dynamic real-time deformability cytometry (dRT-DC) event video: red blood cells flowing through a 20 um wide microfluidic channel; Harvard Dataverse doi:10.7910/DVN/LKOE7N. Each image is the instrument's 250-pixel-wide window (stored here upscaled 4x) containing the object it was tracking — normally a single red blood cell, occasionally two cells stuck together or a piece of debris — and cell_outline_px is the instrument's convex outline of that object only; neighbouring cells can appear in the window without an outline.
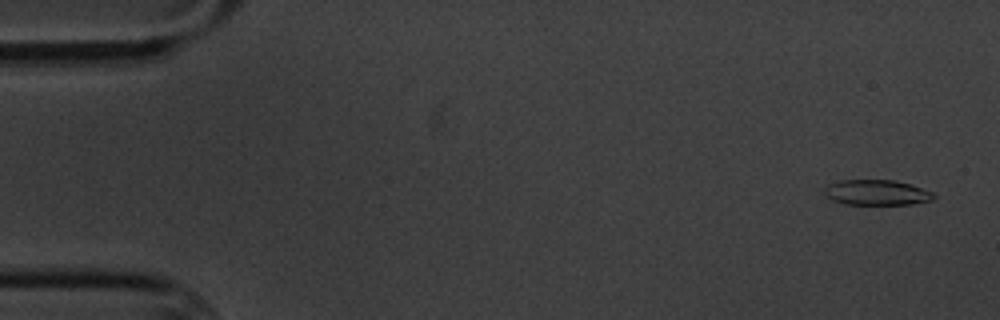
{"species": "common noctule bat (a hibernating species)", "species_latin": "Nyctalus noctula", "temperature_condition": "cold", "stored_images_in_passage": 5, "camera_frame_rate_fps": 3000, "um_per_image_px": 0.085, "animal": {"sex": "male", "body_mass_g": 20.1, "forearm_length_mm": 53.5}, "frame": {"image": 1, "passage_image": 1, "time_ms": 0.0, "image_size_px": [1000, 320], "cell_outline_px": [[936, 196], [932, 200], [912, 204], [844, 204], [832, 200], [824, 192], [824, 188], [828, 184], [840, 180], [892, 180], [912, 184], [932, 192]], "centroid_in_image_um": [74.52, 16.36], "position_along_channel_um": 10.5, "area_um2": 16.13}}